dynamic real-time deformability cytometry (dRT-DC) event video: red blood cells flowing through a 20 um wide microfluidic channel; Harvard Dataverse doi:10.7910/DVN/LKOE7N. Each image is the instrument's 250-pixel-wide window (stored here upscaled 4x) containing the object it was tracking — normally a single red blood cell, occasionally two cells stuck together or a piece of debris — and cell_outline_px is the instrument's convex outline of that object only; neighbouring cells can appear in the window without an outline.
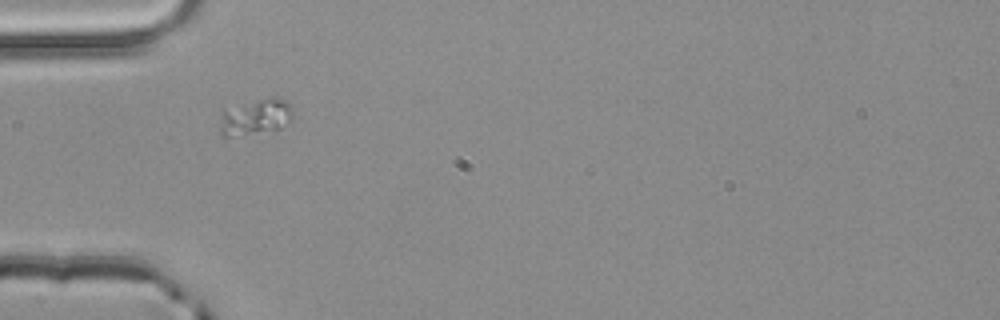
{"species": "common noctule bat (a hibernating species)", "species_latin": "Nyctalus noctula", "temperature_condition": "room temperature", "stored_images_in_passage": 1, "camera_frame_rate_fps": 3000, "um_per_image_px": 0.085, "animal": {"sex": "male", "body_mass_g": 20.4}, "frame": {"image": 1, "passage_image": 1, "time_ms": 0.0, "image_size_px": [1000, 320], "cell_outline_px": [[292, 116], [288, 124], [280, 128], [232, 136], [220, 136], [220, 108], [272, 96], [284, 100], [292, 108]], "centroid_in_image_um": [21.65, 9.91], "position_along_channel_um": 63.4, "area_um2": 15.49}}